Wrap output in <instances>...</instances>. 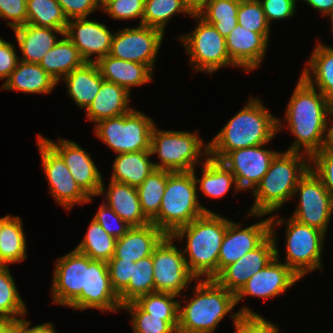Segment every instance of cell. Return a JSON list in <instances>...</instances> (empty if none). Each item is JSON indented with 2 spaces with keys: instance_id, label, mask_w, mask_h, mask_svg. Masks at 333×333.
<instances>
[{
  "instance_id": "6da1fadb",
  "label": "cell",
  "mask_w": 333,
  "mask_h": 333,
  "mask_svg": "<svg viewBox=\"0 0 333 333\" xmlns=\"http://www.w3.org/2000/svg\"><path fill=\"white\" fill-rule=\"evenodd\" d=\"M297 83L284 117L295 136L287 151H303L311 157L331 140L330 100L302 76Z\"/></svg>"
},
{
  "instance_id": "7a4b0ae2",
  "label": "cell",
  "mask_w": 333,
  "mask_h": 333,
  "mask_svg": "<svg viewBox=\"0 0 333 333\" xmlns=\"http://www.w3.org/2000/svg\"><path fill=\"white\" fill-rule=\"evenodd\" d=\"M256 97L232 117L208 143L209 157L222 160L230 151L268 144L283 127Z\"/></svg>"
},
{
  "instance_id": "3957f363",
  "label": "cell",
  "mask_w": 333,
  "mask_h": 333,
  "mask_svg": "<svg viewBox=\"0 0 333 333\" xmlns=\"http://www.w3.org/2000/svg\"><path fill=\"white\" fill-rule=\"evenodd\" d=\"M310 167V156L303 152H278L267 173L253 190L255 201L246 215L259 218L277 212L293 197L297 184Z\"/></svg>"
},
{
  "instance_id": "277c9868",
  "label": "cell",
  "mask_w": 333,
  "mask_h": 333,
  "mask_svg": "<svg viewBox=\"0 0 333 333\" xmlns=\"http://www.w3.org/2000/svg\"><path fill=\"white\" fill-rule=\"evenodd\" d=\"M229 220L215 212H206L179 228L172 236H186L183 255L189 272L196 279H214L218 275V260ZM188 256V257H187Z\"/></svg>"
},
{
  "instance_id": "5b68a950",
  "label": "cell",
  "mask_w": 333,
  "mask_h": 333,
  "mask_svg": "<svg viewBox=\"0 0 333 333\" xmlns=\"http://www.w3.org/2000/svg\"><path fill=\"white\" fill-rule=\"evenodd\" d=\"M194 296L179 302L177 333H212L236 306L235 294L215 279H197Z\"/></svg>"
},
{
  "instance_id": "8992f818",
  "label": "cell",
  "mask_w": 333,
  "mask_h": 333,
  "mask_svg": "<svg viewBox=\"0 0 333 333\" xmlns=\"http://www.w3.org/2000/svg\"><path fill=\"white\" fill-rule=\"evenodd\" d=\"M193 171L170 172L158 215L151 221L165 235H173L179 228L211 212L198 201Z\"/></svg>"
},
{
  "instance_id": "52a82bcc",
  "label": "cell",
  "mask_w": 333,
  "mask_h": 333,
  "mask_svg": "<svg viewBox=\"0 0 333 333\" xmlns=\"http://www.w3.org/2000/svg\"><path fill=\"white\" fill-rule=\"evenodd\" d=\"M197 130L172 131L158 129L155 125L151 136V154H158L160 163H154L156 169L170 172L193 171L200 162L199 157H209V144H204Z\"/></svg>"
},
{
  "instance_id": "ba28073f",
  "label": "cell",
  "mask_w": 333,
  "mask_h": 333,
  "mask_svg": "<svg viewBox=\"0 0 333 333\" xmlns=\"http://www.w3.org/2000/svg\"><path fill=\"white\" fill-rule=\"evenodd\" d=\"M270 217L271 230L285 222L286 228V259L284 263L301 279L308 272L323 270L322 253L325 233L317 228L302 224L294 218Z\"/></svg>"
},
{
  "instance_id": "9c48e42d",
  "label": "cell",
  "mask_w": 333,
  "mask_h": 333,
  "mask_svg": "<svg viewBox=\"0 0 333 333\" xmlns=\"http://www.w3.org/2000/svg\"><path fill=\"white\" fill-rule=\"evenodd\" d=\"M155 123L136 109L95 124V135L116 154L151 150V136Z\"/></svg>"
},
{
  "instance_id": "30bf717a",
  "label": "cell",
  "mask_w": 333,
  "mask_h": 333,
  "mask_svg": "<svg viewBox=\"0 0 333 333\" xmlns=\"http://www.w3.org/2000/svg\"><path fill=\"white\" fill-rule=\"evenodd\" d=\"M192 17L198 21L197 26L191 33L181 35L178 39L190 56L194 71H205L211 75L225 66L235 67L228 55L225 37L198 14Z\"/></svg>"
},
{
  "instance_id": "8fae6325",
  "label": "cell",
  "mask_w": 333,
  "mask_h": 333,
  "mask_svg": "<svg viewBox=\"0 0 333 333\" xmlns=\"http://www.w3.org/2000/svg\"><path fill=\"white\" fill-rule=\"evenodd\" d=\"M173 236L166 235L153 251V277L155 292L177 296L197 280L188 270L182 249L173 243Z\"/></svg>"
},
{
  "instance_id": "7c38bea8",
  "label": "cell",
  "mask_w": 333,
  "mask_h": 333,
  "mask_svg": "<svg viewBox=\"0 0 333 333\" xmlns=\"http://www.w3.org/2000/svg\"><path fill=\"white\" fill-rule=\"evenodd\" d=\"M297 193L300 199L292 218L326 234L333 214V198L311 169L297 184L294 195Z\"/></svg>"
},
{
  "instance_id": "4fadbf2b",
  "label": "cell",
  "mask_w": 333,
  "mask_h": 333,
  "mask_svg": "<svg viewBox=\"0 0 333 333\" xmlns=\"http://www.w3.org/2000/svg\"><path fill=\"white\" fill-rule=\"evenodd\" d=\"M37 141L43 172L56 203L70 211L75 204L92 202L93 197L80 188L63 159L39 135Z\"/></svg>"
},
{
  "instance_id": "5bb4252c",
  "label": "cell",
  "mask_w": 333,
  "mask_h": 333,
  "mask_svg": "<svg viewBox=\"0 0 333 333\" xmlns=\"http://www.w3.org/2000/svg\"><path fill=\"white\" fill-rule=\"evenodd\" d=\"M163 38L164 33L162 31L144 25L119 29L113 35L109 55L114 58L145 64L153 71Z\"/></svg>"
},
{
  "instance_id": "9a60e30c",
  "label": "cell",
  "mask_w": 333,
  "mask_h": 333,
  "mask_svg": "<svg viewBox=\"0 0 333 333\" xmlns=\"http://www.w3.org/2000/svg\"><path fill=\"white\" fill-rule=\"evenodd\" d=\"M74 310L99 309L101 312L122 310L119 296L113 290L107 262L88 257L86 291L68 306Z\"/></svg>"
},
{
  "instance_id": "2e32d148",
  "label": "cell",
  "mask_w": 333,
  "mask_h": 333,
  "mask_svg": "<svg viewBox=\"0 0 333 333\" xmlns=\"http://www.w3.org/2000/svg\"><path fill=\"white\" fill-rule=\"evenodd\" d=\"M52 283V302L69 306L86 291L88 256L75 249L57 259Z\"/></svg>"
},
{
  "instance_id": "e0dca14e",
  "label": "cell",
  "mask_w": 333,
  "mask_h": 333,
  "mask_svg": "<svg viewBox=\"0 0 333 333\" xmlns=\"http://www.w3.org/2000/svg\"><path fill=\"white\" fill-rule=\"evenodd\" d=\"M266 144L230 151L221 161L235 176L239 189L252 191L267 173L278 151L264 149Z\"/></svg>"
},
{
  "instance_id": "ac0fdd59",
  "label": "cell",
  "mask_w": 333,
  "mask_h": 333,
  "mask_svg": "<svg viewBox=\"0 0 333 333\" xmlns=\"http://www.w3.org/2000/svg\"><path fill=\"white\" fill-rule=\"evenodd\" d=\"M38 135L63 159L71 175L80 188L89 196H98L102 184V176L90 157L76 142L58 138V141Z\"/></svg>"
},
{
  "instance_id": "d6986e66",
  "label": "cell",
  "mask_w": 333,
  "mask_h": 333,
  "mask_svg": "<svg viewBox=\"0 0 333 333\" xmlns=\"http://www.w3.org/2000/svg\"><path fill=\"white\" fill-rule=\"evenodd\" d=\"M277 237L274 230L256 249L226 266L214 279L235 295L252 275L265 268L276 256Z\"/></svg>"
},
{
  "instance_id": "ffe728a7",
  "label": "cell",
  "mask_w": 333,
  "mask_h": 333,
  "mask_svg": "<svg viewBox=\"0 0 333 333\" xmlns=\"http://www.w3.org/2000/svg\"><path fill=\"white\" fill-rule=\"evenodd\" d=\"M241 227L237 222L229 220L220 248L218 274L229 264L259 247L271 235L269 217L248 227Z\"/></svg>"
},
{
  "instance_id": "44dd1931",
  "label": "cell",
  "mask_w": 333,
  "mask_h": 333,
  "mask_svg": "<svg viewBox=\"0 0 333 333\" xmlns=\"http://www.w3.org/2000/svg\"><path fill=\"white\" fill-rule=\"evenodd\" d=\"M279 258V249L276 246V256L262 270L255 273L235 295L236 304L244 296H253L264 300L285 293L301 278L297 276L285 263Z\"/></svg>"
},
{
  "instance_id": "7402d4cb",
  "label": "cell",
  "mask_w": 333,
  "mask_h": 333,
  "mask_svg": "<svg viewBox=\"0 0 333 333\" xmlns=\"http://www.w3.org/2000/svg\"><path fill=\"white\" fill-rule=\"evenodd\" d=\"M64 34L73 42L86 62H97L110 54L114 33L106 24L88 18L70 19ZM93 55L96 57L92 58Z\"/></svg>"
},
{
  "instance_id": "603a6c76",
  "label": "cell",
  "mask_w": 333,
  "mask_h": 333,
  "mask_svg": "<svg viewBox=\"0 0 333 333\" xmlns=\"http://www.w3.org/2000/svg\"><path fill=\"white\" fill-rule=\"evenodd\" d=\"M226 48L232 63L246 72L260 67L268 48V40L260 33L237 25L225 37Z\"/></svg>"
},
{
  "instance_id": "cb8c5ba5",
  "label": "cell",
  "mask_w": 333,
  "mask_h": 333,
  "mask_svg": "<svg viewBox=\"0 0 333 333\" xmlns=\"http://www.w3.org/2000/svg\"><path fill=\"white\" fill-rule=\"evenodd\" d=\"M166 235L154 224L133 226L116 240L114 256L111 259H124L136 262L153 254L156 246Z\"/></svg>"
},
{
  "instance_id": "d4e9b609",
  "label": "cell",
  "mask_w": 333,
  "mask_h": 333,
  "mask_svg": "<svg viewBox=\"0 0 333 333\" xmlns=\"http://www.w3.org/2000/svg\"><path fill=\"white\" fill-rule=\"evenodd\" d=\"M103 194L106 205L132 227L151 223L142 212L136 187L110 180L108 191H105L102 179L98 196Z\"/></svg>"
},
{
  "instance_id": "484cf974",
  "label": "cell",
  "mask_w": 333,
  "mask_h": 333,
  "mask_svg": "<svg viewBox=\"0 0 333 333\" xmlns=\"http://www.w3.org/2000/svg\"><path fill=\"white\" fill-rule=\"evenodd\" d=\"M13 31L23 54L19 60L27 63L39 64L44 55L58 42L57 36H64V31L61 29L30 24L17 27Z\"/></svg>"
},
{
  "instance_id": "4316f807",
  "label": "cell",
  "mask_w": 333,
  "mask_h": 333,
  "mask_svg": "<svg viewBox=\"0 0 333 333\" xmlns=\"http://www.w3.org/2000/svg\"><path fill=\"white\" fill-rule=\"evenodd\" d=\"M96 64L104 80L125 88L129 93L132 87L153 79V71L147 65L114 58L109 54L100 58Z\"/></svg>"
},
{
  "instance_id": "83f0119b",
  "label": "cell",
  "mask_w": 333,
  "mask_h": 333,
  "mask_svg": "<svg viewBox=\"0 0 333 333\" xmlns=\"http://www.w3.org/2000/svg\"><path fill=\"white\" fill-rule=\"evenodd\" d=\"M130 94L125 88L103 80L95 99L85 109L87 119L96 124L130 112L133 109L129 106Z\"/></svg>"
},
{
  "instance_id": "f1b7e54d",
  "label": "cell",
  "mask_w": 333,
  "mask_h": 333,
  "mask_svg": "<svg viewBox=\"0 0 333 333\" xmlns=\"http://www.w3.org/2000/svg\"><path fill=\"white\" fill-rule=\"evenodd\" d=\"M62 80L67 85L69 97L78 107L86 109L95 99L104 79L96 62H85Z\"/></svg>"
},
{
  "instance_id": "f546056e",
  "label": "cell",
  "mask_w": 333,
  "mask_h": 333,
  "mask_svg": "<svg viewBox=\"0 0 333 333\" xmlns=\"http://www.w3.org/2000/svg\"><path fill=\"white\" fill-rule=\"evenodd\" d=\"M57 84V81L38 63L19 60L16 69L2 84L1 89L18 90L30 94H50Z\"/></svg>"
},
{
  "instance_id": "4dcf8cb0",
  "label": "cell",
  "mask_w": 333,
  "mask_h": 333,
  "mask_svg": "<svg viewBox=\"0 0 333 333\" xmlns=\"http://www.w3.org/2000/svg\"><path fill=\"white\" fill-rule=\"evenodd\" d=\"M317 41L301 76L331 100L333 98V47Z\"/></svg>"
},
{
  "instance_id": "1f68e13d",
  "label": "cell",
  "mask_w": 333,
  "mask_h": 333,
  "mask_svg": "<svg viewBox=\"0 0 333 333\" xmlns=\"http://www.w3.org/2000/svg\"><path fill=\"white\" fill-rule=\"evenodd\" d=\"M151 151L127 152L116 155L111 180L138 187L156 168L150 161Z\"/></svg>"
},
{
  "instance_id": "d6a6232c",
  "label": "cell",
  "mask_w": 333,
  "mask_h": 333,
  "mask_svg": "<svg viewBox=\"0 0 333 333\" xmlns=\"http://www.w3.org/2000/svg\"><path fill=\"white\" fill-rule=\"evenodd\" d=\"M85 62L79 50L64 34V38L59 39L55 46L44 55L39 65L59 83L66 75Z\"/></svg>"
},
{
  "instance_id": "836d02e7",
  "label": "cell",
  "mask_w": 333,
  "mask_h": 333,
  "mask_svg": "<svg viewBox=\"0 0 333 333\" xmlns=\"http://www.w3.org/2000/svg\"><path fill=\"white\" fill-rule=\"evenodd\" d=\"M202 176L198 179L195 169L193 170L194 179L197 190L211 198H220L227 194L231 189L232 184H235L236 193L241 191L237 186L235 176L220 160H215L211 157L205 158L203 161Z\"/></svg>"
},
{
  "instance_id": "e575fe53",
  "label": "cell",
  "mask_w": 333,
  "mask_h": 333,
  "mask_svg": "<svg viewBox=\"0 0 333 333\" xmlns=\"http://www.w3.org/2000/svg\"><path fill=\"white\" fill-rule=\"evenodd\" d=\"M22 220L19 216L7 214L2 217V232L0 234V265L22 262L27 259L26 236Z\"/></svg>"
},
{
  "instance_id": "d590c367",
  "label": "cell",
  "mask_w": 333,
  "mask_h": 333,
  "mask_svg": "<svg viewBox=\"0 0 333 333\" xmlns=\"http://www.w3.org/2000/svg\"><path fill=\"white\" fill-rule=\"evenodd\" d=\"M169 173L155 169L136 187L142 212L150 222L158 215Z\"/></svg>"
},
{
  "instance_id": "8d00e7d4",
  "label": "cell",
  "mask_w": 333,
  "mask_h": 333,
  "mask_svg": "<svg viewBox=\"0 0 333 333\" xmlns=\"http://www.w3.org/2000/svg\"><path fill=\"white\" fill-rule=\"evenodd\" d=\"M241 0H211L197 14L223 36L238 25L237 11Z\"/></svg>"
},
{
  "instance_id": "74e56055",
  "label": "cell",
  "mask_w": 333,
  "mask_h": 333,
  "mask_svg": "<svg viewBox=\"0 0 333 333\" xmlns=\"http://www.w3.org/2000/svg\"><path fill=\"white\" fill-rule=\"evenodd\" d=\"M116 240L92 219L83 240L75 250L87 255L92 260L108 262L114 256Z\"/></svg>"
},
{
  "instance_id": "f35d334b",
  "label": "cell",
  "mask_w": 333,
  "mask_h": 333,
  "mask_svg": "<svg viewBox=\"0 0 333 333\" xmlns=\"http://www.w3.org/2000/svg\"><path fill=\"white\" fill-rule=\"evenodd\" d=\"M153 269V254L135 262L128 286L118 295L122 306L155 292Z\"/></svg>"
},
{
  "instance_id": "ab89813d",
  "label": "cell",
  "mask_w": 333,
  "mask_h": 333,
  "mask_svg": "<svg viewBox=\"0 0 333 333\" xmlns=\"http://www.w3.org/2000/svg\"><path fill=\"white\" fill-rule=\"evenodd\" d=\"M26 6L27 24L65 32L68 19L56 0H26Z\"/></svg>"
},
{
  "instance_id": "60d3db41",
  "label": "cell",
  "mask_w": 333,
  "mask_h": 333,
  "mask_svg": "<svg viewBox=\"0 0 333 333\" xmlns=\"http://www.w3.org/2000/svg\"><path fill=\"white\" fill-rule=\"evenodd\" d=\"M180 13L193 15L184 0H145L142 25L159 29L165 33L169 19Z\"/></svg>"
},
{
  "instance_id": "b9f144b4",
  "label": "cell",
  "mask_w": 333,
  "mask_h": 333,
  "mask_svg": "<svg viewBox=\"0 0 333 333\" xmlns=\"http://www.w3.org/2000/svg\"><path fill=\"white\" fill-rule=\"evenodd\" d=\"M14 281L9 265H0V317L18 320L27 309Z\"/></svg>"
},
{
  "instance_id": "7bdbcfd3",
  "label": "cell",
  "mask_w": 333,
  "mask_h": 333,
  "mask_svg": "<svg viewBox=\"0 0 333 333\" xmlns=\"http://www.w3.org/2000/svg\"><path fill=\"white\" fill-rule=\"evenodd\" d=\"M176 297L171 293L153 292L140 296L135 302L150 316L162 317L177 331L179 300Z\"/></svg>"
},
{
  "instance_id": "ee69618b",
  "label": "cell",
  "mask_w": 333,
  "mask_h": 333,
  "mask_svg": "<svg viewBox=\"0 0 333 333\" xmlns=\"http://www.w3.org/2000/svg\"><path fill=\"white\" fill-rule=\"evenodd\" d=\"M122 310L129 312L134 333H177L162 317L150 316L135 301L124 304Z\"/></svg>"
},
{
  "instance_id": "f6af8a7d",
  "label": "cell",
  "mask_w": 333,
  "mask_h": 333,
  "mask_svg": "<svg viewBox=\"0 0 333 333\" xmlns=\"http://www.w3.org/2000/svg\"><path fill=\"white\" fill-rule=\"evenodd\" d=\"M237 22L242 27L262 34L270 40V25L259 0H241L237 11Z\"/></svg>"
},
{
  "instance_id": "bcb514c9",
  "label": "cell",
  "mask_w": 333,
  "mask_h": 333,
  "mask_svg": "<svg viewBox=\"0 0 333 333\" xmlns=\"http://www.w3.org/2000/svg\"><path fill=\"white\" fill-rule=\"evenodd\" d=\"M236 312L230 315L236 333H280L276 324L269 322L247 306H243Z\"/></svg>"
},
{
  "instance_id": "7dc6e473",
  "label": "cell",
  "mask_w": 333,
  "mask_h": 333,
  "mask_svg": "<svg viewBox=\"0 0 333 333\" xmlns=\"http://www.w3.org/2000/svg\"><path fill=\"white\" fill-rule=\"evenodd\" d=\"M310 165V169L322 181L333 198V143L331 141L310 157Z\"/></svg>"
},
{
  "instance_id": "c3c4849f",
  "label": "cell",
  "mask_w": 333,
  "mask_h": 333,
  "mask_svg": "<svg viewBox=\"0 0 333 333\" xmlns=\"http://www.w3.org/2000/svg\"><path fill=\"white\" fill-rule=\"evenodd\" d=\"M101 9L108 13L112 19H133L139 18V25H142L145 0H100Z\"/></svg>"
},
{
  "instance_id": "681fc988",
  "label": "cell",
  "mask_w": 333,
  "mask_h": 333,
  "mask_svg": "<svg viewBox=\"0 0 333 333\" xmlns=\"http://www.w3.org/2000/svg\"><path fill=\"white\" fill-rule=\"evenodd\" d=\"M93 219L116 239L123 237L132 227L122 220L109 206L102 203ZM114 223V224H113Z\"/></svg>"
},
{
  "instance_id": "f907efd6",
  "label": "cell",
  "mask_w": 333,
  "mask_h": 333,
  "mask_svg": "<svg viewBox=\"0 0 333 333\" xmlns=\"http://www.w3.org/2000/svg\"><path fill=\"white\" fill-rule=\"evenodd\" d=\"M134 264L124 259H110L107 262L110 282L117 295L128 286Z\"/></svg>"
},
{
  "instance_id": "816d5d0a",
  "label": "cell",
  "mask_w": 333,
  "mask_h": 333,
  "mask_svg": "<svg viewBox=\"0 0 333 333\" xmlns=\"http://www.w3.org/2000/svg\"><path fill=\"white\" fill-rule=\"evenodd\" d=\"M0 18L10 20L11 29L27 24L26 0H0Z\"/></svg>"
},
{
  "instance_id": "f5cc1de1",
  "label": "cell",
  "mask_w": 333,
  "mask_h": 333,
  "mask_svg": "<svg viewBox=\"0 0 333 333\" xmlns=\"http://www.w3.org/2000/svg\"><path fill=\"white\" fill-rule=\"evenodd\" d=\"M61 6L68 20L75 18H88L97 9L101 8L100 0H56Z\"/></svg>"
},
{
  "instance_id": "db71d44e",
  "label": "cell",
  "mask_w": 333,
  "mask_h": 333,
  "mask_svg": "<svg viewBox=\"0 0 333 333\" xmlns=\"http://www.w3.org/2000/svg\"><path fill=\"white\" fill-rule=\"evenodd\" d=\"M268 24L272 20L292 17L295 14L296 1L298 0H259Z\"/></svg>"
},
{
  "instance_id": "11a10c76",
  "label": "cell",
  "mask_w": 333,
  "mask_h": 333,
  "mask_svg": "<svg viewBox=\"0 0 333 333\" xmlns=\"http://www.w3.org/2000/svg\"><path fill=\"white\" fill-rule=\"evenodd\" d=\"M14 47L12 43L5 40L0 44V80L6 81L19 62L17 50Z\"/></svg>"
},
{
  "instance_id": "9f6ffc18",
  "label": "cell",
  "mask_w": 333,
  "mask_h": 333,
  "mask_svg": "<svg viewBox=\"0 0 333 333\" xmlns=\"http://www.w3.org/2000/svg\"><path fill=\"white\" fill-rule=\"evenodd\" d=\"M30 325L31 322L20 317L17 320V325L14 333H58L55 330L53 323L51 322L39 324L34 327H31Z\"/></svg>"
},
{
  "instance_id": "6f0895ef",
  "label": "cell",
  "mask_w": 333,
  "mask_h": 333,
  "mask_svg": "<svg viewBox=\"0 0 333 333\" xmlns=\"http://www.w3.org/2000/svg\"><path fill=\"white\" fill-rule=\"evenodd\" d=\"M310 7L321 12V15L329 16L333 12V0H302Z\"/></svg>"
},
{
  "instance_id": "680465c9",
  "label": "cell",
  "mask_w": 333,
  "mask_h": 333,
  "mask_svg": "<svg viewBox=\"0 0 333 333\" xmlns=\"http://www.w3.org/2000/svg\"><path fill=\"white\" fill-rule=\"evenodd\" d=\"M17 320L0 317V333H14Z\"/></svg>"
},
{
  "instance_id": "91938a15",
  "label": "cell",
  "mask_w": 333,
  "mask_h": 333,
  "mask_svg": "<svg viewBox=\"0 0 333 333\" xmlns=\"http://www.w3.org/2000/svg\"><path fill=\"white\" fill-rule=\"evenodd\" d=\"M193 14H197L211 0H184Z\"/></svg>"
},
{
  "instance_id": "94428289",
  "label": "cell",
  "mask_w": 333,
  "mask_h": 333,
  "mask_svg": "<svg viewBox=\"0 0 333 333\" xmlns=\"http://www.w3.org/2000/svg\"><path fill=\"white\" fill-rule=\"evenodd\" d=\"M330 118H331V121H330V127H333V98L330 100Z\"/></svg>"
},
{
  "instance_id": "6125c7cd",
  "label": "cell",
  "mask_w": 333,
  "mask_h": 333,
  "mask_svg": "<svg viewBox=\"0 0 333 333\" xmlns=\"http://www.w3.org/2000/svg\"><path fill=\"white\" fill-rule=\"evenodd\" d=\"M330 20H331V25H332V29H333V12L329 15Z\"/></svg>"
},
{
  "instance_id": "be15d7a7",
  "label": "cell",
  "mask_w": 333,
  "mask_h": 333,
  "mask_svg": "<svg viewBox=\"0 0 333 333\" xmlns=\"http://www.w3.org/2000/svg\"><path fill=\"white\" fill-rule=\"evenodd\" d=\"M331 128V142L333 143V127H330Z\"/></svg>"
},
{
  "instance_id": "e7e4bbea",
  "label": "cell",
  "mask_w": 333,
  "mask_h": 333,
  "mask_svg": "<svg viewBox=\"0 0 333 333\" xmlns=\"http://www.w3.org/2000/svg\"><path fill=\"white\" fill-rule=\"evenodd\" d=\"M2 232V218H0V234Z\"/></svg>"
},
{
  "instance_id": "03108f58",
  "label": "cell",
  "mask_w": 333,
  "mask_h": 333,
  "mask_svg": "<svg viewBox=\"0 0 333 333\" xmlns=\"http://www.w3.org/2000/svg\"><path fill=\"white\" fill-rule=\"evenodd\" d=\"M4 40L0 37V44L3 42Z\"/></svg>"
}]
</instances>
